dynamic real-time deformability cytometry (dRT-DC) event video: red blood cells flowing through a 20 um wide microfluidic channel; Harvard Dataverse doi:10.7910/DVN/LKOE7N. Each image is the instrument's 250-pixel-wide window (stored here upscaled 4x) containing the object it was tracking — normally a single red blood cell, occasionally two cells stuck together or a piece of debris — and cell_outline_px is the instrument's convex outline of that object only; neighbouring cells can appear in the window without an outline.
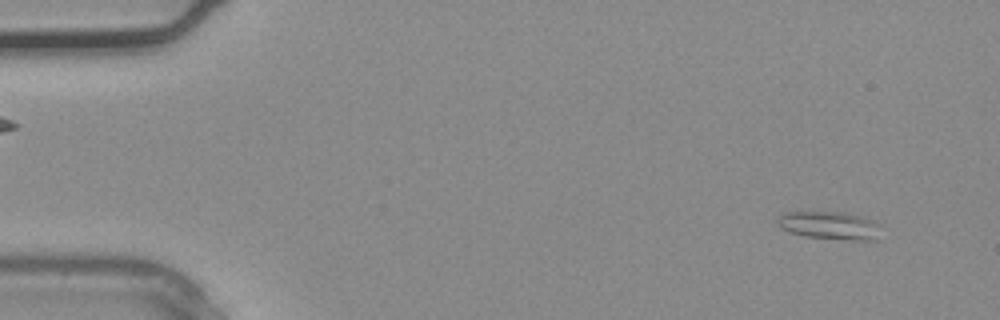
{"species": "common noctule bat (a hibernating species)", "species_latin": "Nyctalus noctula", "temperature_condition": "warm", "stored_images_in_passage": 35, "camera_frame_rate_fps": 3000, "um_per_image_px": 0.085, "animal": {"sex": "male", "body_mass_g": 20.4}, "frame": {"image": 1, "passage_image": 2, "time_ms": 0.333, "image_size_px": [1000, 320], "cell_outline_px": [[876, 224], [868, 240], [856, 240], [804, 236], [788, 232], [780, 228], [776, 220], [784, 212], [844, 212], [860, 216], [872, 220]], "centroid_in_image_um": [70.31, 19.13], "position_along_channel_um": 14.7, "area_um2": 16.01}}
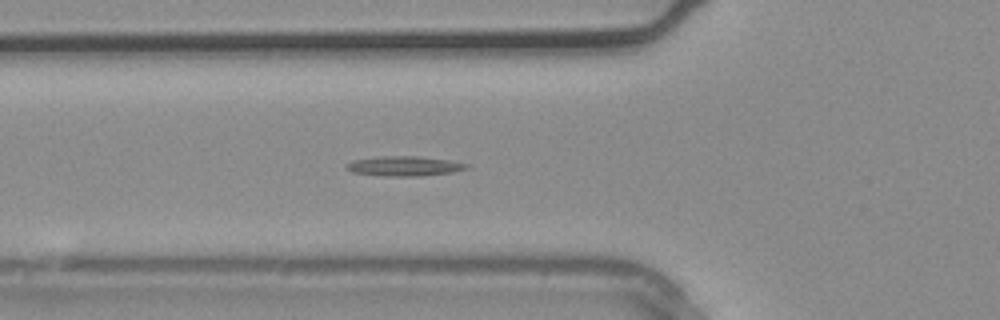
{"frame": {"image": 2, "passage_image": 12, "time_ms": 3.667, "image_size_px": [1000, 320], "cell_outline_px": [[468, 168], [452, 172], [420, 176], [388, 176], [352, 172], [348, 168], [348, 164], [352, 160], [384, 156], [416, 156], [448, 160], [468, 164]], "centroid_in_image_um": [34.39, 14.11], "position_along_channel_um": 91.4, "area_um2": 13.53}}
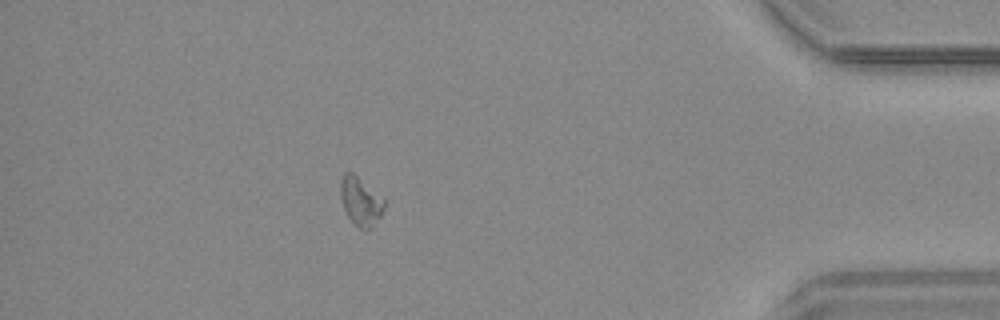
{"frame": {"image": 3, "passage_image": 31, "time_ms": 10.0, "image_size_px": [1000, 320], "cell_outline_px": [[384, 208], [380, 216], [368, 228], [360, 228], [348, 216], [344, 208], [340, 196], [340, 180], [344, 172], [352, 172], [384, 200]], "centroid_in_image_um": [30.6, 17.06], "position_along_channel_um": 404.6, "area_um2": 11.73}}